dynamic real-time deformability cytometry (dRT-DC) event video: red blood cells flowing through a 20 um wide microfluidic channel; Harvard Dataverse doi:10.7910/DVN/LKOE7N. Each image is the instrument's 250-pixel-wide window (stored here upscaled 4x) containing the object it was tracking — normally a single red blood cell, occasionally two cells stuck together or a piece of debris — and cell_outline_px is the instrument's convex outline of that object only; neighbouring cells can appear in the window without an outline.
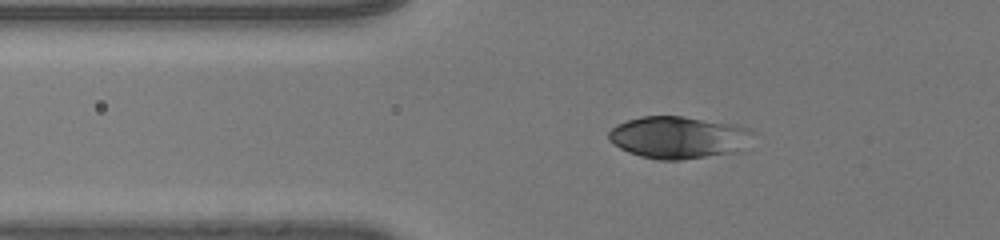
{"species": "human", "species_latin": "Homo sapiens", "temperature_condition": "room temperature", "stored_images_in_passage": 34, "camera_frame_rate_fps": 3000, "um_per_image_px": 0.085, "donor": {"sex": "male"}, "frame": {"image": 1, "passage_image": 2, "time_ms": 0.333, "image_size_px": [1000, 240], "cell_outline_px": [[752, 132], [732, 152], [680, 160], [656, 160], [640, 156], [628, 152], [612, 144], [608, 140], [608, 132], [616, 124], [640, 116], [684, 116], [740, 124], [748, 128]], "centroid_in_image_um": [57.53, 11.65], "position_along_channel_um": 68.3, "area_um2": 35.03}}
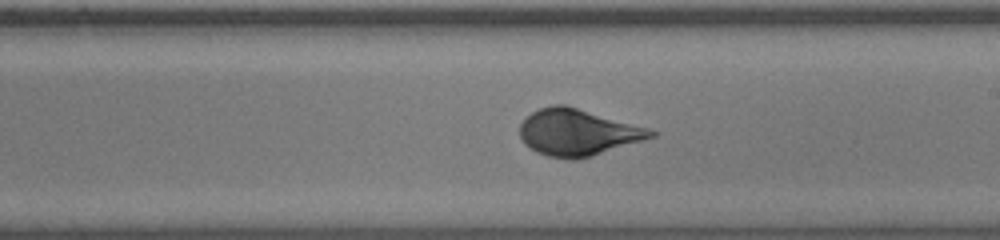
{"frame": {"image": 2, "passage_image": 16, "time_ms": 5.0, "image_size_px": [1000, 240], "cell_outline_px": [[660, 132], [656, 136], [592, 156], [576, 160], [572, 160], [548, 156], [536, 152], [524, 144], [520, 136], [520, 124], [532, 112], [540, 108], [552, 104], [564, 104], [648, 128]], "centroid_in_image_um": [49.1, 11.26], "position_along_channel_um": 239.9, "area_um2": 35.43}}
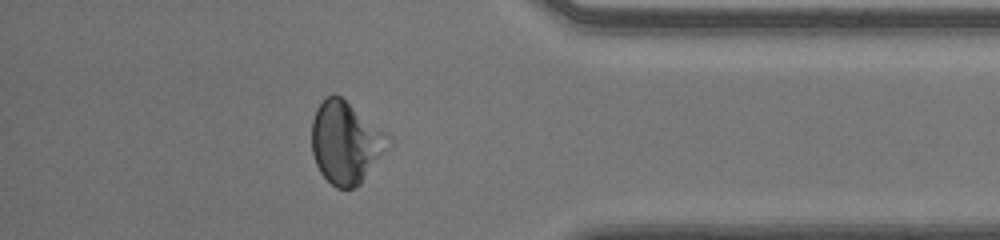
{"frame": {"image": 3, "passage_image": 29, "time_ms": 9.333, "image_size_px": [1000, 240], "cell_outline_px": [[384, 148], [360, 184], [356, 188], [336, 188], [320, 172], [316, 164], [312, 152], [312, 120], [316, 108], [324, 96], [332, 92], [340, 96], [348, 104]], "centroid_in_image_um": [29.1, 12.18], "position_along_channel_um": 406.1, "area_um2": 32.95}, "authors_computed_cell_mechanics": {"area_um2": 35.1424, "velocity_mm_per_s": 4.084, "shape_relaxation_time_tau1_ms": 2.7565, "shape_relaxation_time_tau2_ms": null, "deformation_change_tau1": 0.1452, "deformation_change_tau2": null}}